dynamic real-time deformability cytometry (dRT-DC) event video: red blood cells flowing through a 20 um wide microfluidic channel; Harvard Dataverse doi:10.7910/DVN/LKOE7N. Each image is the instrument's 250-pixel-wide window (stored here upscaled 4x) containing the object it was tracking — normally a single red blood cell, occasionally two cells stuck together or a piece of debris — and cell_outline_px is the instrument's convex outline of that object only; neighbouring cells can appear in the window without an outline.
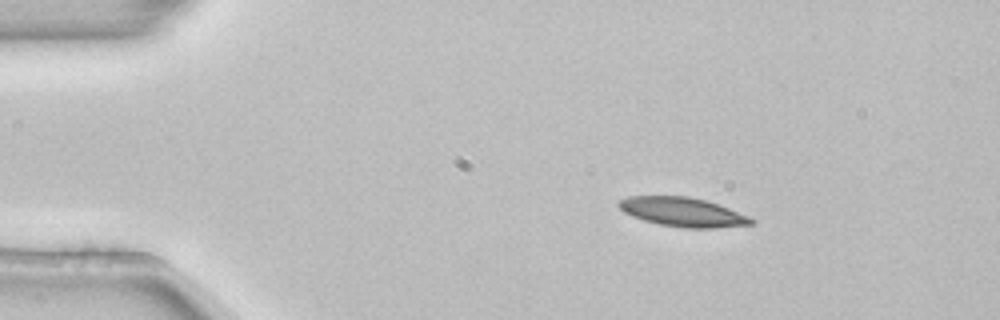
{"species": "common noctule bat (a hibernating species)", "species_latin": "Nyctalus noctula", "temperature_condition": "room temperature", "stored_images_in_passage": 2, "camera_frame_rate_fps": 3000, "um_per_image_px": 0.085, "animal": {"sex": "female", "body_mass_g": 22.7, "forearm_length_mm": 54.2}, "frame": {"image": 1, "passage_image": 1, "time_ms": 0.0, "image_size_px": [1000, 320], "cell_outline_px": [[756, 220], [752, 224], [712, 228], [684, 228], [660, 224], [644, 220], [632, 216], [624, 212], [616, 204], [620, 200], [628, 196], [688, 196], [704, 200], [728, 208], [748, 216]], "centroid_in_image_um": [58.0, 18.02], "position_along_channel_um": 27.0, "area_um2": 22.25}}